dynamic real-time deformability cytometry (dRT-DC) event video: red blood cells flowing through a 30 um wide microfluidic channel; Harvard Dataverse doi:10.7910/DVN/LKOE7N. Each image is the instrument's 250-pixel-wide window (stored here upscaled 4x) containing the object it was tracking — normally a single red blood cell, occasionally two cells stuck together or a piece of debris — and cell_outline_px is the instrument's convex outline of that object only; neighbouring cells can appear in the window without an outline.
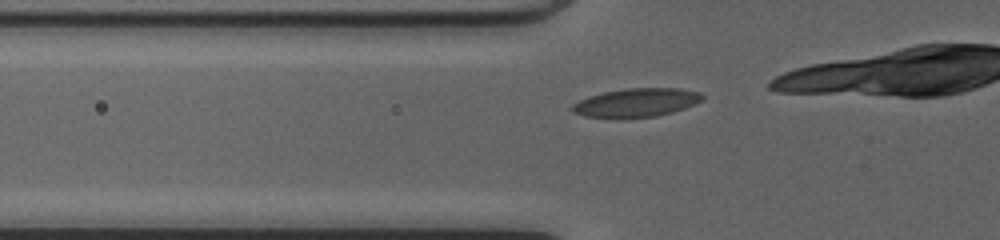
{"species": "common noctule bat (a hibernating species)", "species_latin": "Nyctalus noctula", "temperature_condition": "cold", "stored_images_in_passage": 12, "camera_frame_rate_fps": 3000, "um_per_image_px": 0.085, "animal": {"sex": "female", "body_mass_g": 20.0, "forearm_length_mm": 54.0}, "frame": {"image": 1, "passage_image": 7, "time_ms": 2.0, "image_size_px": [1000, 240], "cell_outline_px": [[704, 100], [684, 108], [672, 112], [656, 116], [620, 120], [584, 116], [572, 112], [572, 104], [588, 96], [604, 92], [624, 88], [680, 88], [700, 92], [704, 96]], "centroid_in_image_um": [54.07, 8.74], "position_along_channel_um": 71.7, "area_um2": 22.25}}